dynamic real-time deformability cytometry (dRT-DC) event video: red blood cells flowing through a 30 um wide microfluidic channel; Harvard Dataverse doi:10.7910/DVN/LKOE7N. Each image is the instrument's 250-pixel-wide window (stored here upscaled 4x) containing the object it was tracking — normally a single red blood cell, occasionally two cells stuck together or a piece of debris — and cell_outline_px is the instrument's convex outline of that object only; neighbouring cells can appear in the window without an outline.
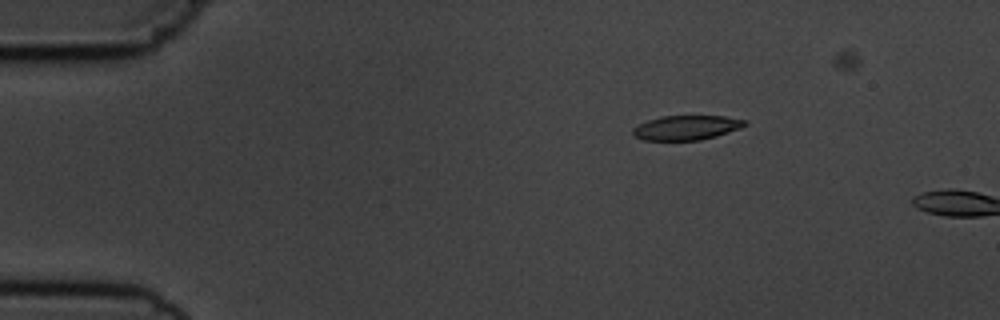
{"species": "common noctule bat (a hibernating species)", "species_latin": "Nyctalus noctula", "temperature_condition": "cold", "stored_images_in_passage": 2, "camera_frame_rate_fps": 3000, "um_per_image_px": 0.085, "animal": {"sex": "male", "body_mass_g": 19.5, "forearm_length_mm": 54.6}, "frame": {"image": 1, "passage_image": 1, "time_ms": 0.0, "image_size_px": [1000, 320], "cell_outline_px": [[748, 124], [740, 128], [716, 136], [700, 140], [644, 140], [632, 136], [632, 128], [648, 120], [660, 116], [724, 116], [748, 120]], "centroid_in_image_um": [58.34, 10.85], "position_along_channel_um": 26.7, "area_um2": 16.07}}